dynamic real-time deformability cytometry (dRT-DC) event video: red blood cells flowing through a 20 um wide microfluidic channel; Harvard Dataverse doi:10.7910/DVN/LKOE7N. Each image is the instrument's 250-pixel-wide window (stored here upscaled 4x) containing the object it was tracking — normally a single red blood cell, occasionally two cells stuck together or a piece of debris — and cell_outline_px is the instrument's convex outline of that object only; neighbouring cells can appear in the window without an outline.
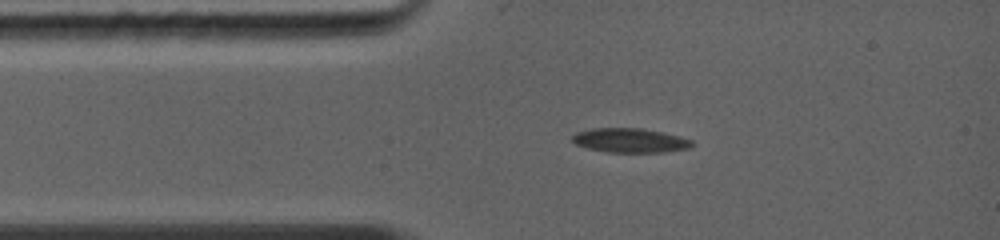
{"species": "common noctule bat (a hibernating species)", "species_latin": "Nyctalus noctula", "temperature_condition": "warm", "stored_images_in_passage": 94, "camera_frame_rate_fps": 5000, "um_per_image_px": 0.085, "animal": {"sex": "female", "body_mass_g": 19.0, "forearm_length_mm": 56.7}, "frame": {"image": 1, "passage_image": 1, "time_ms": 0.0, "image_size_px": [1000, 240], "cell_outline_px": [[692, 144], [688, 148], [664, 152], [608, 152], [588, 148], [576, 144], [572, 140], [572, 136], [576, 132], [592, 128], [644, 128], [664, 132], [680, 136], [692, 140]], "centroid_in_image_um": [53.55, 11.92], "position_along_channel_um": 31.4, "area_um2": 16.94}}
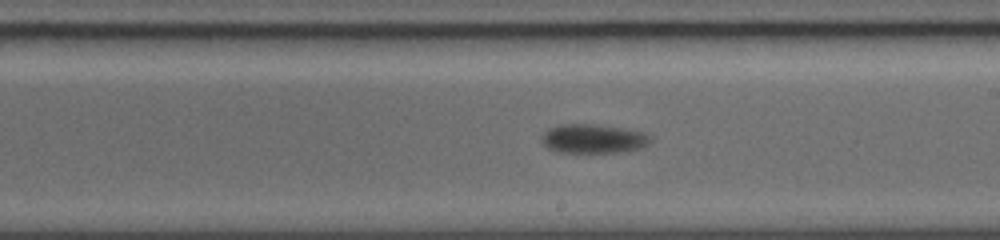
{"frame": {"image": 2, "passage_image": 36, "time_ms": 5.2, "image_size_px": [1000, 240], "cell_outline_px": [[648, 144], [640, 148], [628, 152], [556, 152], [548, 148], [540, 140], [540, 136], [548, 128], [560, 124], [600, 124], [624, 128], [644, 132], [648, 136]], "centroid_in_image_um": [50.38, 11.78], "position_along_channel_um": 238.6, "area_um2": 18.61}}
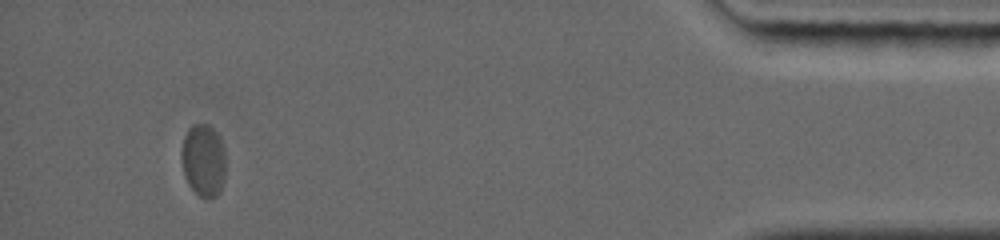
{"frame": {"image": 3, "passage_image": 81, "time_ms": 11.4, "image_size_px": [1000, 240], "cell_outline_px": [[224, 180], [220, 192], [216, 196], [200, 196], [188, 184], [184, 176], [180, 156], [180, 152], [184, 136], [188, 128], [192, 124], [208, 124], [220, 136], [224, 148]], "centroid_in_image_um": [17.27, 13.58], "position_along_channel_um": 417.9, "area_um2": 18.79}}